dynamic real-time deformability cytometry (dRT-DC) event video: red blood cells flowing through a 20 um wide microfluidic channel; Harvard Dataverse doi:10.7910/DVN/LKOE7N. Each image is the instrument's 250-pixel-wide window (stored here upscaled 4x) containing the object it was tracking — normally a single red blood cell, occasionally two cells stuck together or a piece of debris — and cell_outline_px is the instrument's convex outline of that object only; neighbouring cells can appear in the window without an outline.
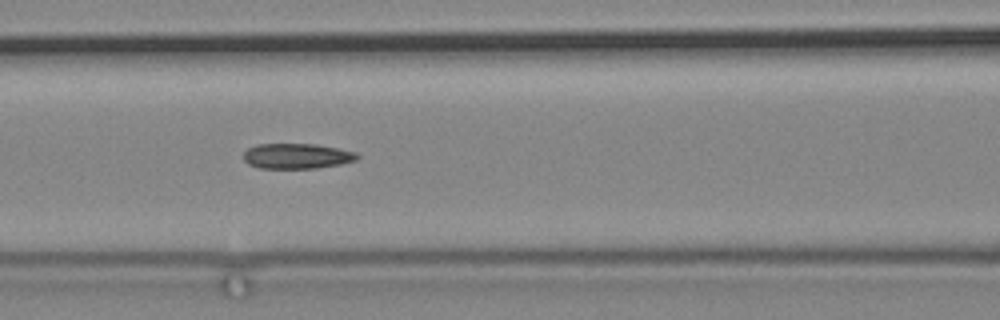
{"species": "common noctule bat (a hibernating species)", "species_latin": "Nyctalus noctula", "temperature_condition": "cold", "stored_images_in_passage": 82, "camera_frame_rate_fps": 3000, "um_per_image_px": 0.085, "animal": {"sex": "male", "body_mass_g": 19.2, "forearm_length_mm": 51.8}, "frame": {"image": 1, "passage_image": 45, "time_ms": 14.667, "image_size_px": [1000, 320], "cell_outline_px": [[360, 156], [356, 160], [340, 164], [316, 168], [260, 168], [248, 164], [244, 160], [244, 152], [248, 148], [256, 144], [316, 144], [356, 152]], "centroid_in_image_um": [25.22, 13.26], "position_along_channel_um": 141.4, "area_um2": 16.7}}
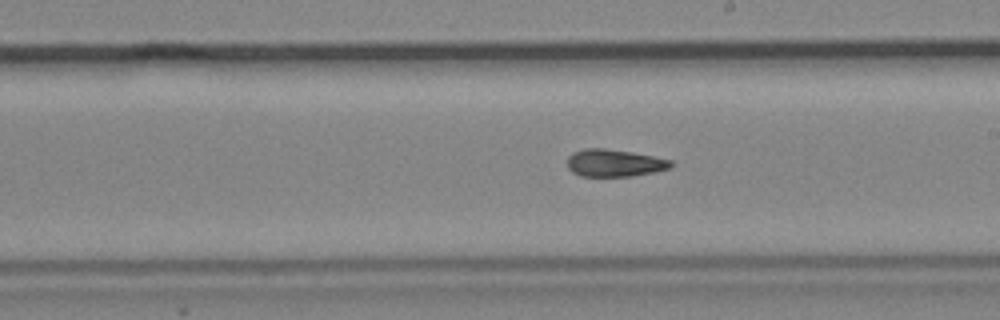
{"frame": {"image": 2, "passage_image": 54, "time_ms": 17.667, "image_size_px": [1000, 320], "cell_outline_px": [[676, 164], [672, 168], [632, 176], [580, 176], [572, 172], [568, 168], [568, 156], [572, 152], [584, 148], [604, 148], [632, 152], [672, 160]], "centroid_in_image_um": [52.24, 13.85], "position_along_channel_um": 236.8, "area_um2": 16.65}}
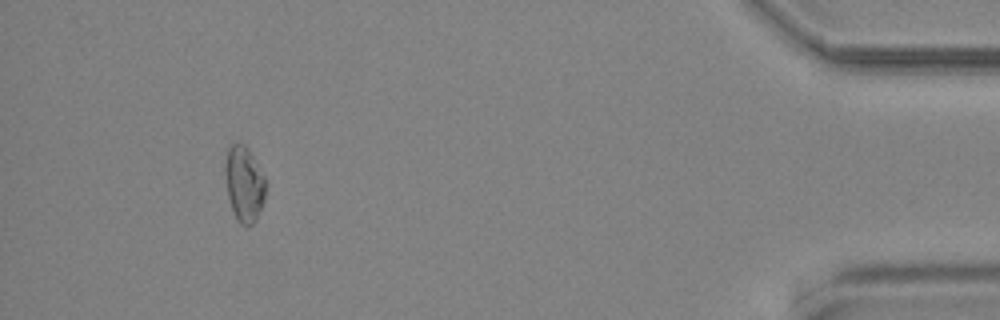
{"frame": {"image": 3, "passage_image": 77, "time_ms": 25.333, "image_size_px": [1000, 320], "cell_outline_px": [[264, 200], [256, 220], [252, 224], [240, 224], [236, 220], [228, 196], [224, 168], [228, 148], [232, 144], [244, 144], [248, 148], [264, 176]], "centroid_in_image_um": [20.74, 15.63], "position_along_channel_um": 414.5, "area_um2": 17.46}}